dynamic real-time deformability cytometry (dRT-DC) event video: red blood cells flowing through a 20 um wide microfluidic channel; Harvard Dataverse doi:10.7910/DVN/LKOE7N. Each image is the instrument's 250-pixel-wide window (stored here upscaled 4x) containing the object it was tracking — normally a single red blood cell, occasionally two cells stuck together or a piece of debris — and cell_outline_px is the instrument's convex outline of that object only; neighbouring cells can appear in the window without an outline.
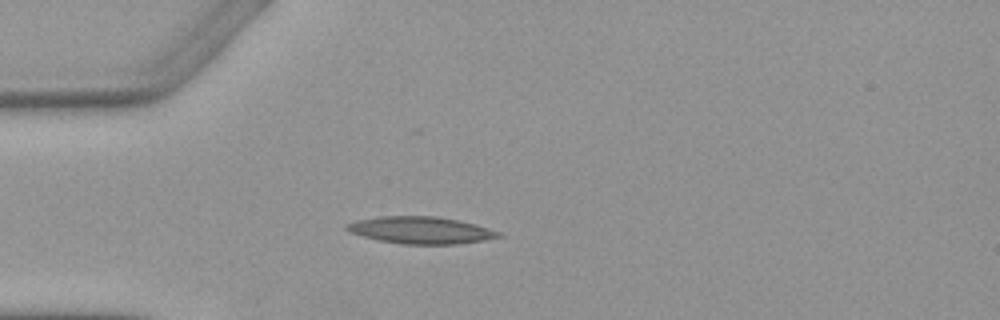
{"species": "Egyptian fruit bat (a non-hibernating species)", "species_latin": "Rousettus aegyptiacus", "temperature_condition": "warm", "stored_images_in_passage": 4, "camera_frame_rate_fps": 3000, "um_per_image_px": 0.085, "animal": {"sex": "female"}, "frame": {"image": 1, "passage_image": 4, "time_ms": 3.667, "image_size_px": [1000, 320], "cell_outline_px": [[504, 236], [484, 240], [456, 244], [404, 244], [380, 240], [348, 232], [344, 228], [344, 224], [356, 220], [380, 216], [436, 216], [476, 224], [504, 232]], "centroid_in_image_um": [35.79, 19.56], "position_along_channel_um": 49.2, "area_um2": 24.04}}